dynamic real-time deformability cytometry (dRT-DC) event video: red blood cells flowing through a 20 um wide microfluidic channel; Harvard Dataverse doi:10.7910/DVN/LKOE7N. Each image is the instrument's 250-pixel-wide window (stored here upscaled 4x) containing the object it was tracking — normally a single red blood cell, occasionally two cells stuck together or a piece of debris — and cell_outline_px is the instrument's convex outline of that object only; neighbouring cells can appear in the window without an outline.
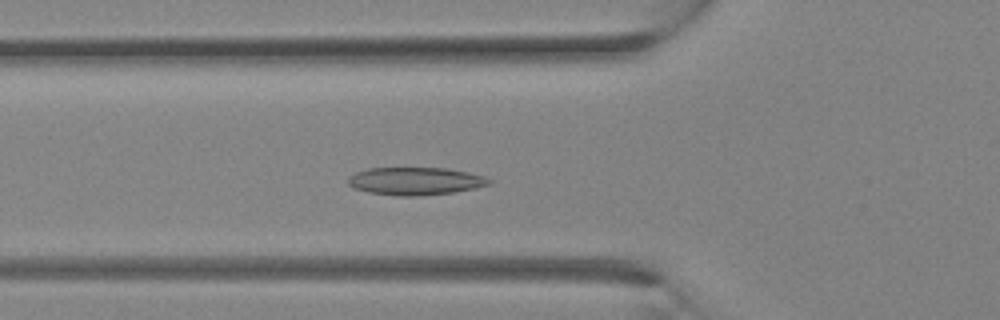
{"species": "Egyptian fruit bat (a non-hibernating species)", "species_latin": "Rousettus aegyptiacus", "temperature_condition": "room temperature", "stored_images_in_passage": 22, "camera_frame_rate_fps": 3000, "um_per_image_px": 0.085, "animal": {"sex": "female"}, "frame": {"image": 1, "passage_image": 4, "time_ms": 1.0, "image_size_px": [1000, 320], "cell_outline_px": [[492, 184], [452, 192], [416, 196], [400, 196], [368, 192], [352, 188], [348, 184], [348, 176], [356, 172], [368, 168], [444, 168], [484, 176], [492, 180]], "centroid_in_image_um": [35.25, 15.39], "position_along_channel_um": 90.6, "area_um2": 22.6}}
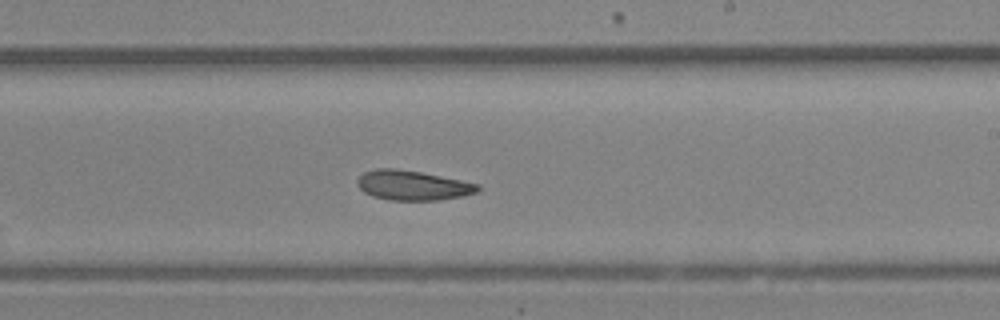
{"frame": {"image": 2, "passage_image": 12, "time_ms": 3.667, "image_size_px": [1000, 320], "cell_outline_px": [[480, 188], [476, 192], [464, 196], [440, 200], [388, 200], [372, 196], [364, 192], [360, 188], [356, 180], [364, 172], [376, 168], [396, 168], [420, 172], [480, 184]], "centroid_in_image_um": [35.07, 15.76], "position_along_channel_um": 253.9, "area_um2": 20.87}}
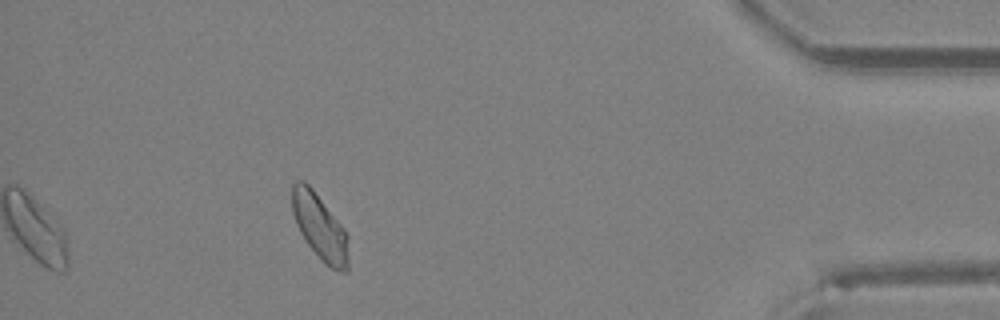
{"frame": {"image": 3, "passage_image": 22, "time_ms": 7.0, "image_size_px": [1000, 320], "cell_outline_px": [[348, 272], [340, 272], [332, 268], [304, 240], [296, 224], [292, 212], [292, 184], [296, 180], [304, 180], [312, 188], [344, 228], [348, 236]], "centroid_in_image_um": [27.18, 19.26], "position_along_channel_um": 408.0, "area_um2": 21.33}}